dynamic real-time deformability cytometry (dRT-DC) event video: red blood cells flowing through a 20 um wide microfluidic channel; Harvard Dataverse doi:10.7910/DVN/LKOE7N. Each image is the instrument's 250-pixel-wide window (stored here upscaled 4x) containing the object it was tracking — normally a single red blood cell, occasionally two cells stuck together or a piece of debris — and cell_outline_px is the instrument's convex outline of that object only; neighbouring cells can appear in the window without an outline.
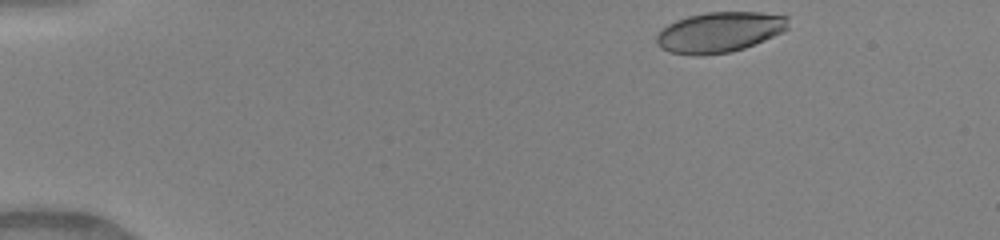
{"species": "human", "species_latin": "Homo sapiens", "temperature_condition": "warm", "stored_images_in_passage": 43, "camera_frame_rate_fps": 3000, "um_per_image_px": 0.085, "donor": {"sex": "female"}, "frame": {"image": 1, "passage_image": 1, "time_ms": 0.0, "image_size_px": [1000, 240], "cell_outline_px": [[788, 28], [764, 40], [744, 48], [728, 52], [668, 52], [660, 48], [656, 44], [656, 36], [668, 24], [676, 20], [688, 16], [708, 12], [760, 12], [788, 16]], "centroid_in_image_um": [61.18, 2.68], "position_along_channel_um": 23.8, "area_um2": 30.0}}
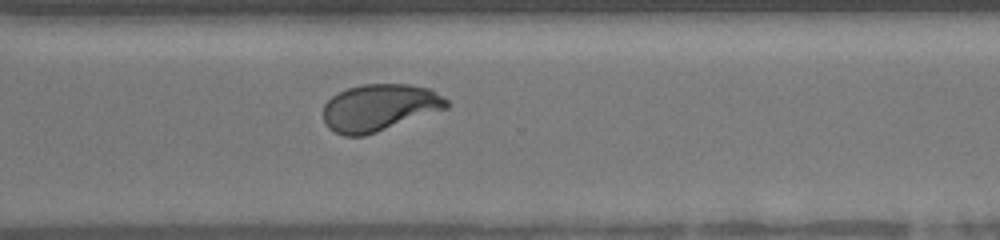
{"frame": {"image": 2, "passage_image": 31, "time_ms": 10.0, "image_size_px": [1000, 240], "cell_outline_px": [[448, 108], [364, 136], [344, 136], [328, 128], [324, 120], [324, 104], [332, 96], [348, 88], [364, 84], [408, 84], [432, 88], [448, 100]], "centroid_in_image_um": [32.27, 9.14], "position_along_channel_um": 338.3, "area_um2": 33.7}}
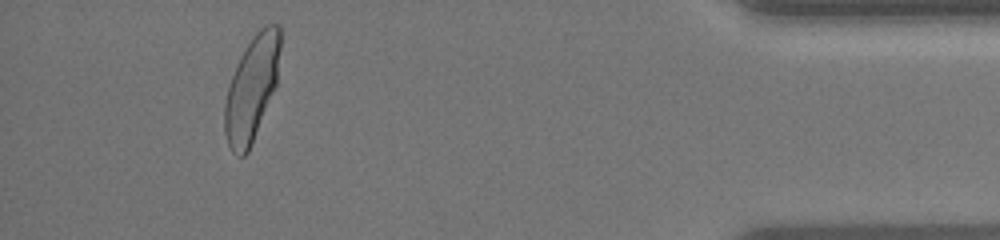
{"frame": {"image": 3, "passage_image": 40, "time_ms": 13.0, "image_size_px": [1000, 240], "cell_outline_px": [[280, 48], [276, 88], [248, 152], [244, 156], [236, 156], [232, 152], [228, 144], [224, 132], [224, 104], [228, 88], [232, 76], [248, 44], [256, 32], [264, 24], [276, 24], [280, 28]], "centroid_in_image_um": [21.41, 7.56], "position_along_channel_um": 413.8, "area_um2": 33.7}, "authors_computed_cell_mechanics": {"area_um2": 33.7552, "velocity_mm_per_s": 4.1319, "shape_relaxation_time_tau1_ms": 3.3371, "shape_relaxation_time_tau2_ms": null, "deformation_change_tau1": 0.165, "deformation_change_tau2": null}}